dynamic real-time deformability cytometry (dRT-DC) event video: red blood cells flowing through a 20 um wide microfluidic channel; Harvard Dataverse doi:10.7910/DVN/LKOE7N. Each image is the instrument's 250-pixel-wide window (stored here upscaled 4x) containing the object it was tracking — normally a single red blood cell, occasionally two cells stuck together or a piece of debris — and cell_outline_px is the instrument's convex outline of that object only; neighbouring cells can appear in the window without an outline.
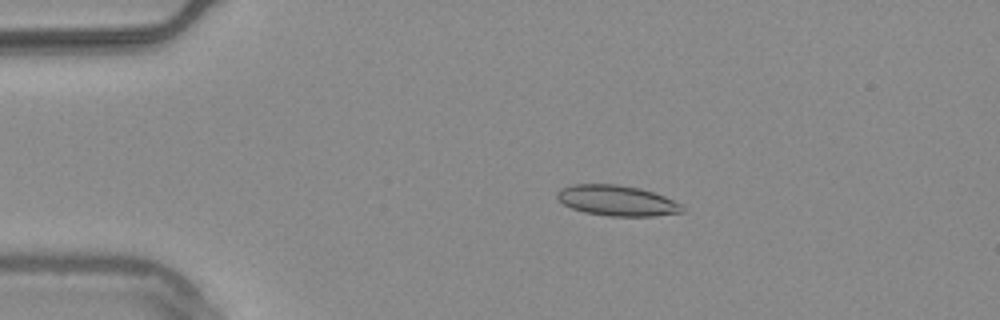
{"species": "common noctule bat (a hibernating species)", "species_latin": "Nyctalus noctula", "temperature_condition": "warm", "stored_images_in_passage": 47, "camera_frame_rate_fps": 3000, "um_per_image_px": 0.085, "animal": {"sex": "male", "body_mass_g": 20.4}, "frame": {"image": 1, "passage_image": 4, "time_ms": 1.0, "image_size_px": [1000, 320], "cell_outline_px": [[684, 212], [652, 216], [608, 216], [584, 212], [572, 208], [564, 204], [556, 196], [556, 192], [560, 188], [572, 184], [616, 184], [640, 188], [664, 196], [684, 204]], "centroid_in_image_um": [52.46, 17.05], "position_along_channel_um": 32.5, "area_um2": 22.37}}
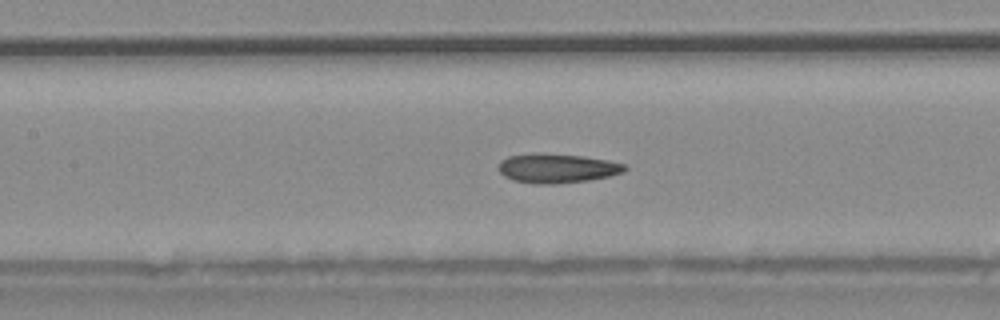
{"frame": {"image": 2, "passage_image": 18, "time_ms": 5.667, "image_size_px": [1000, 320], "cell_outline_px": [[628, 168], [624, 172], [608, 176], [588, 180], [552, 184], [536, 184], [512, 180], [504, 176], [500, 172], [500, 160], [508, 156], [536, 152], [540, 152], [584, 156], [608, 160], [624, 164]], "centroid_in_image_um": [47.34, 14.29], "position_along_channel_um": 160.1, "area_um2": 21.68}}
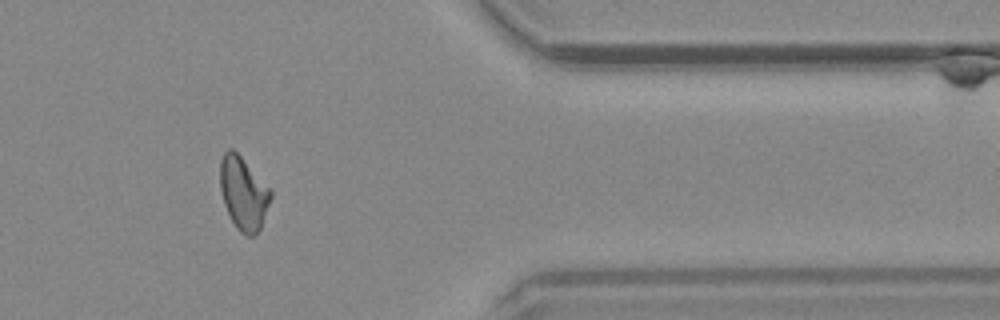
{"frame": {"image": 3, "passage_image": 38, "time_ms": 12.333, "image_size_px": [1000, 320], "cell_outline_px": [[272, 196], [260, 228], [252, 236], [248, 236], [240, 232], [236, 228], [224, 204], [220, 188], [220, 160], [224, 152], [228, 148], [232, 148], [240, 156], [272, 192]], "centroid_in_image_um": [20.66, 16.43], "position_along_channel_um": 390.7, "area_um2": 21.04}, "authors_computed_cell_mechanics": {"area_um2": 21.2704, "velocity_mm_per_s": 3.7594, "shape_relaxation_time_tau1_ms": 6.6512, "shape_relaxation_time_tau2_ms": 3.1726, "deformation_change_tau1": 0.1781, "deformation_change_tau2": 0.1102}}